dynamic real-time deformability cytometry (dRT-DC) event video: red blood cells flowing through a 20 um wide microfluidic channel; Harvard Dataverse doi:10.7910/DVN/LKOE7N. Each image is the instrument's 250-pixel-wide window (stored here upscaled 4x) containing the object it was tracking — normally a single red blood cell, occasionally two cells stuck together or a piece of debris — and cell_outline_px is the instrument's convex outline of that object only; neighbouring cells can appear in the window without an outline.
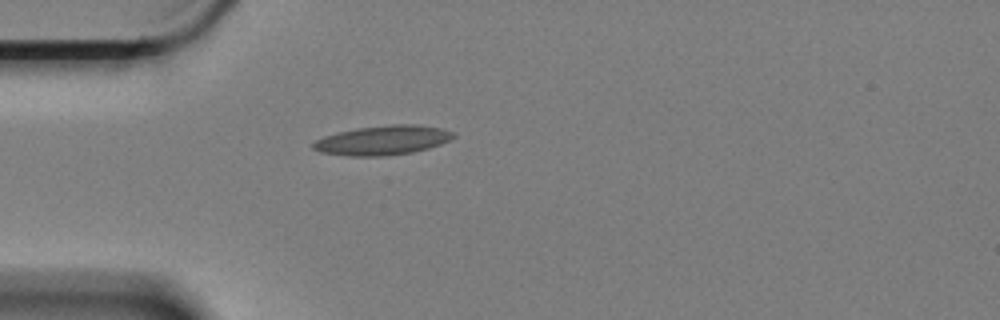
{"species": "Egyptian fruit bat (a non-hibernating species)", "species_latin": "Rousettus aegyptiacus", "temperature_condition": "cold", "stored_images_in_passage": 2, "camera_frame_rate_fps": 3000, "um_per_image_px": 0.085, "animal": {"sex": "female"}, "frame": {"image": 1, "passage_image": 1, "time_ms": 0.0, "image_size_px": [1000, 320], "cell_outline_px": [[456, 136], [440, 144], [428, 148], [412, 152], [384, 156], [348, 156], [320, 152], [312, 148], [312, 144], [316, 140], [324, 136], [356, 128], [392, 124], [416, 124], [444, 128], [456, 132]], "centroid_in_image_um": [32.56, 11.91], "position_along_channel_um": 52.4, "area_um2": 24.1}}